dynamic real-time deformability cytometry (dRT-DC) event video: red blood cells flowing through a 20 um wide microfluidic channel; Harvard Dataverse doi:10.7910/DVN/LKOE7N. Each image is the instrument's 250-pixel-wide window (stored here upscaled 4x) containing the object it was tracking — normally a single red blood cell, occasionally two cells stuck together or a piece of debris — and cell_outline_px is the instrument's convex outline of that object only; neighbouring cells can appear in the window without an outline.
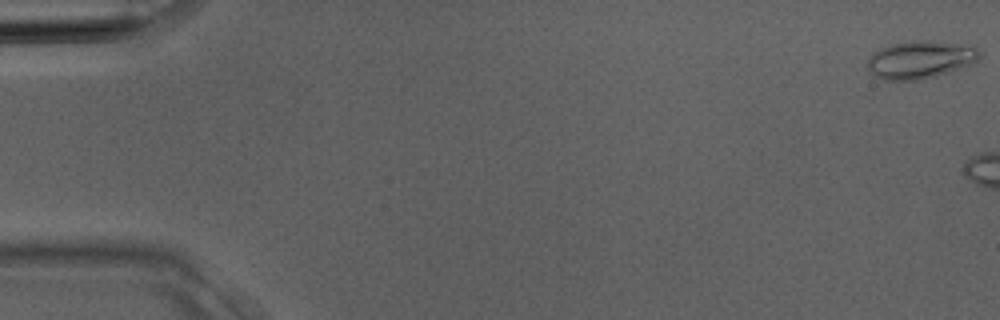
{"species": "Egyptian fruit bat (a non-hibernating species)", "species_latin": "Rousettus aegyptiacus", "temperature_condition": "room temperature", "stored_images_in_passage": 5, "camera_frame_rate_fps": 3000, "um_per_image_px": 0.085, "animal": {"sex": "male"}, "frame": {"image": 1, "passage_image": 1, "time_ms": 0.0, "image_size_px": [1000, 320], "cell_outline_px": [[980, 56], [976, 60], [968, 64], [936, 76], [916, 80], [884, 80], [868, 72], [868, 60], [872, 52], [880, 48], [892, 44], [912, 40], [928, 40], [972, 44], [980, 52]], "centroid_in_image_um": [78.2, 5.04], "position_along_channel_um": 6.8, "area_um2": 24.68}}